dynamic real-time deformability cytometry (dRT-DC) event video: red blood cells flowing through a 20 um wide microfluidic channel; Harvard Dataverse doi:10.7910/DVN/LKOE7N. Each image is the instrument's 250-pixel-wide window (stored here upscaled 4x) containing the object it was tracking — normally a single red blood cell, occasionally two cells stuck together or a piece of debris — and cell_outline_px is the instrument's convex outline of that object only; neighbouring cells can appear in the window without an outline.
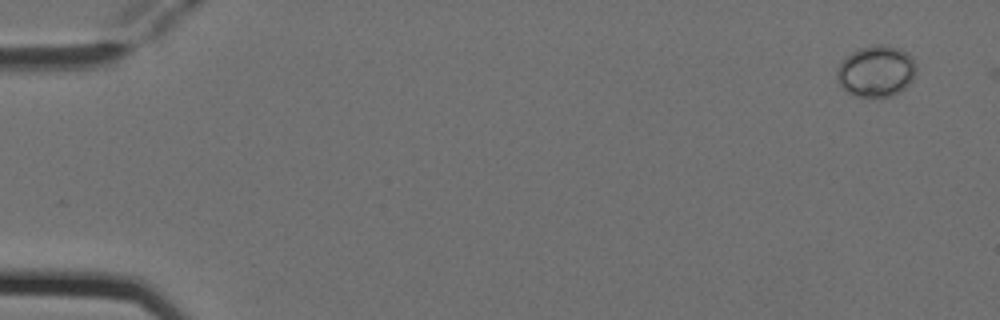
{"species": "Egyptian fruit bat (a non-hibernating species)", "species_latin": "Rousettus aegyptiacus", "temperature_condition": "cold", "stored_images_in_passage": 5, "camera_frame_rate_fps": 3000, "um_per_image_px": 0.085, "animal": {"sex": "female"}, "frame": {"image": 1, "passage_image": 1, "time_ms": 0.0, "image_size_px": [1000, 320], "cell_outline_px": [[916, 72], [912, 80], [900, 92], [892, 96], [856, 96], [848, 92], [840, 84], [836, 76], [836, 68], [852, 52], [860, 48], [872, 44], [880, 44], [900, 48], [912, 56], [916, 64]], "centroid_in_image_um": [74.5, 6.04], "position_along_channel_um": 10.5, "area_um2": 23.64}}
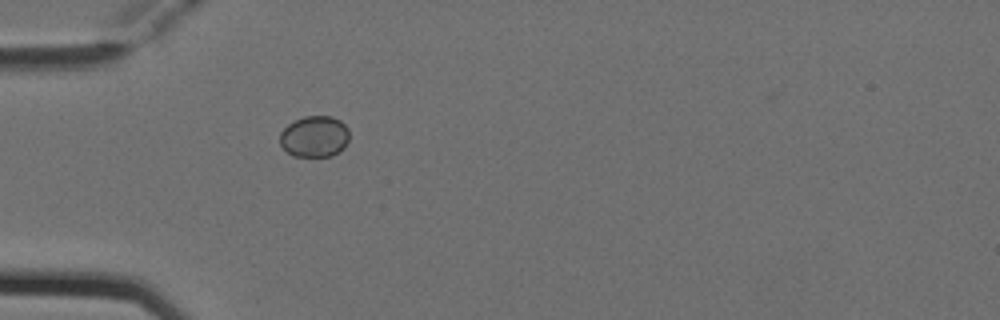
{"frame": {"image": 2, "passage_image": 5, "time_ms": 1.333, "image_size_px": [1000, 320], "cell_outline_px": [[348, 140], [344, 148], [340, 152], [332, 156], [292, 156], [280, 144], [280, 132], [288, 124], [304, 116], [332, 116], [340, 120], [348, 128]], "centroid_in_image_um": [26.74, 11.6], "position_along_channel_um": 58.3, "area_um2": 16.76}}